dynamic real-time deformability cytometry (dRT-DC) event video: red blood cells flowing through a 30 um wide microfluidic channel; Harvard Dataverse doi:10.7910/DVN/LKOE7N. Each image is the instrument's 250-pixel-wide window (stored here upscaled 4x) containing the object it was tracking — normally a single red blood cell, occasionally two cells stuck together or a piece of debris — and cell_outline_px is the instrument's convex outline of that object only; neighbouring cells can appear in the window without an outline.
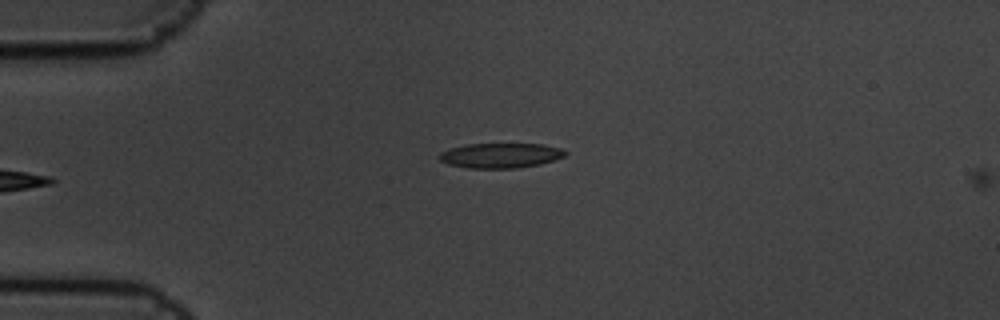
{"species": "common noctule bat (a hibernating species)", "species_latin": "Nyctalus noctula", "temperature_condition": "cold", "stored_images_in_passage": 4, "camera_frame_rate_fps": 3000, "um_per_image_px": 0.085, "animal": {"sex": "male", "body_mass_g": 19.5, "forearm_length_mm": 54.6}, "frame": {"image": 1, "passage_image": 3, "time_ms": 0.667, "image_size_px": [1000, 320], "cell_outline_px": [[568, 152], [564, 156], [540, 164], [516, 168], [468, 168], [448, 164], [440, 160], [440, 152], [448, 148], [464, 144], [544, 144], [560, 148]], "centroid_in_image_um": [42.52, 13.21], "position_along_channel_um": 42.5, "area_um2": 18.26}}